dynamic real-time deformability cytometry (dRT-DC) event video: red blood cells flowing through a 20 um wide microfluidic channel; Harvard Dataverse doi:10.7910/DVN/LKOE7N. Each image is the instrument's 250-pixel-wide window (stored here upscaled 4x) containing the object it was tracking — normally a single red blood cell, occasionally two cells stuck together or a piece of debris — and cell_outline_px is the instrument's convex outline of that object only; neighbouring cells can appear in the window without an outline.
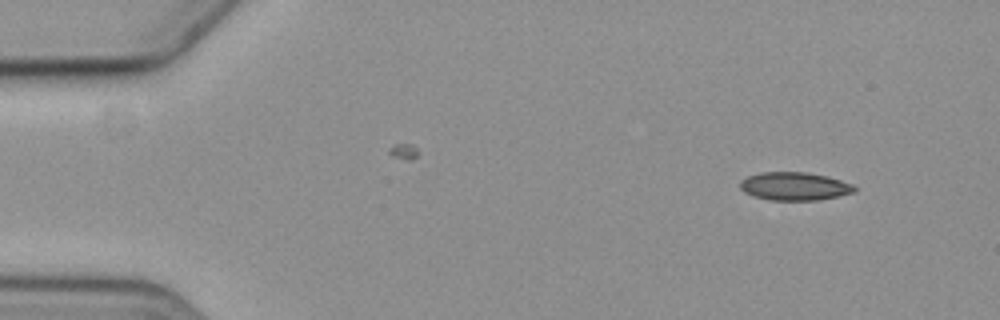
{"species": "common noctule bat (a hibernating species)", "species_latin": "Nyctalus noctula", "temperature_condition": "cold", "stored_images_in_passage": 5, "camera_frame_rate_fps": 3000, "um_per_image_px": 0.085, "animal": {"sex": "female", "body_mass_g": 19.3, "forearm_length_mm": 54.1}, "frame": {"image": 1, "passage_image": 1, "time_ms": 0.0, "image_size_px": [1000, 320], "cell_outline_px": [[856, 192], [816, 200], [772, 200], [756, 196], [744, 192], [740, 188], [740, 180], [748, 176], [760, 172], [808, 172], [828, 176], [852, 184], [856, 188]], "centroid_in_image_um": [67.53, 15.82], "position_along_channel_um": 17.5, "area_um2": 18.67}}
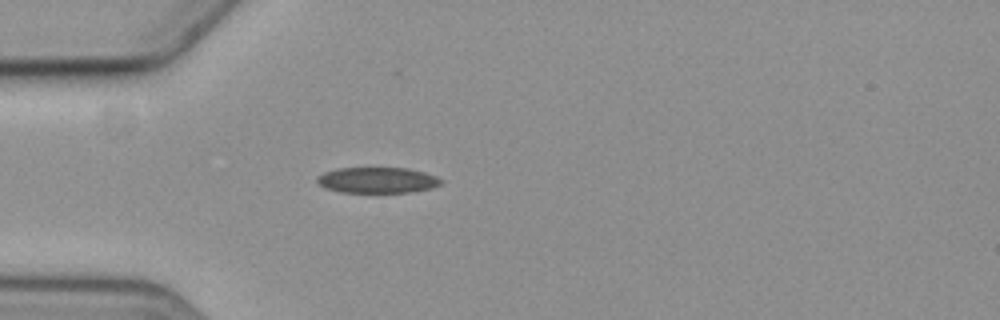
{"frame": {"image": 2, "passage_image": 4, "time_ms": 3.667, "image_size_px": [1000, 320], "cell_outline_px": [[444, 180], [440, 184], [428, 188], [408, 192], [344, 192], [324, 188], [316, 180], [316, 176], [324, 172], [336, 168], [408, 168], [424, 172], [436, 176]], "centroid_in_image_um": [32.04, 15.3], "position_along_channel_um": 53.0, "area_um2": 18.5}}